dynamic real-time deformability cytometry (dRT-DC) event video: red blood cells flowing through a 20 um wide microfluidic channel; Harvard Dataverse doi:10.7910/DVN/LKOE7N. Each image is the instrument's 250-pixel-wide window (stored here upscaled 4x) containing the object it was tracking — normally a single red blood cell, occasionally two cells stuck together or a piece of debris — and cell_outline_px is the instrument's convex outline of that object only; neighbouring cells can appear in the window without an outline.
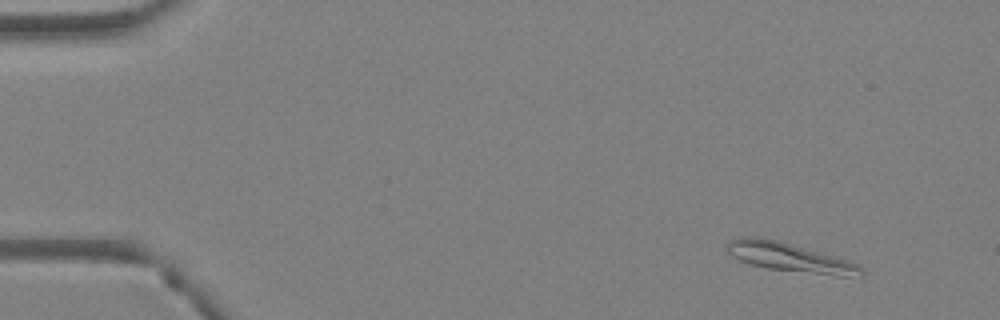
{"species": "Egyptian fruit bat (a non-hibernating species)", "species_latin": "Rousettus aegyptiacus", "temperature_condition": "warm", "stored_images_in_passage": 3, "camera_frame_rate_fps": 3000, "um_per_image_px": 0.085, "animal": {"sex": "female"}, "frame": {"image": 1, "passage_image": 1, "time_ms": 0.0, "image_size_px": [1000, 320], "cell_outline_px": [[864, 276], [836, 276], [768, 268], [752, 264], [740, 260], [732, 256], [724, 248], [728, 240], [740, 236], [760, 236], [776, 240], [820, 252], [848, 260], [860, 264], [864, 268]], "centroid_in_image_um": [67.13, 21.86], "position_along_channel_um": 17.9, "area_um2": 22.72}}